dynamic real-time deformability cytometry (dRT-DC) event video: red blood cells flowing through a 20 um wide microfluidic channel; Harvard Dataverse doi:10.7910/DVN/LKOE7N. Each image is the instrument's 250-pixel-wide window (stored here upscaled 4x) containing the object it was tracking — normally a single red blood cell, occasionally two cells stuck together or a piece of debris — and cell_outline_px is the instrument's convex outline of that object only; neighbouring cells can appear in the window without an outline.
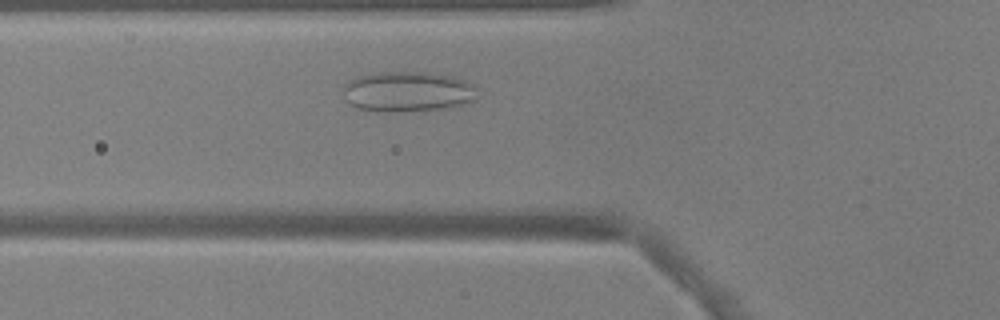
{"species": "common noctule bat (a hibernating species)", "species_latin": "Nyctalus noctula", "temperature_condition": "warm", "stored_images_in_passage": 40, "camera_frame_rate_fps": 3000, "um_per_image_px": 0.085, "animal": {"sex": "male", "body_mass_g": 17.9, "forearm_length_mm": 54.2}, "frame": {"image": 1, "passage_image": 7, "time_ms": 2.0, "image_size_px": [1000, 320], "cell_outline_px": [[476, 100], [452, 108], [400, 112], [376, 112], [356, 108], [348, 104], [344, 88], [344, 84], [348, 80], [360, 76], [380, 72], [424, 72], [452, 76], [468, 80], [476, 88]], "centroid_in_image_um": [34.68, 7.81], "position_along_channel_um": 91.1, "area_um2": 32.02}}